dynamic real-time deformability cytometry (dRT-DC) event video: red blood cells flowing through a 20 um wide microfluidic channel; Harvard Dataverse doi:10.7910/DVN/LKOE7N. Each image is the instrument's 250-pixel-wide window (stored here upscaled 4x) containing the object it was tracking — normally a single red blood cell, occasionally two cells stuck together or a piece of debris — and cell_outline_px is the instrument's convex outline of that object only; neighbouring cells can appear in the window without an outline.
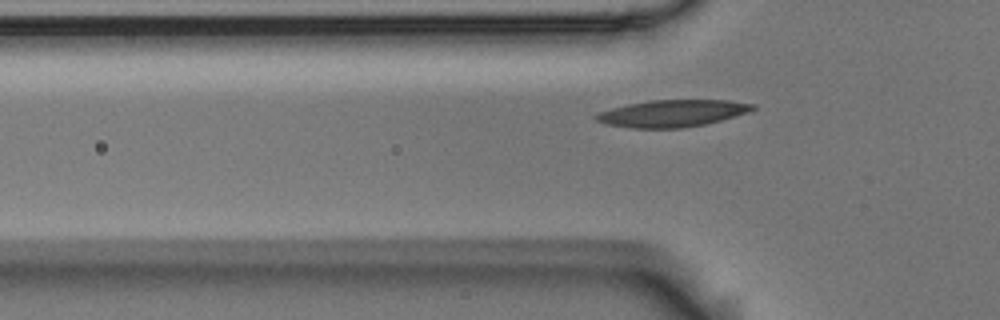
{"species": "Egyptian fruit bat (a non-hibernating species)", "species_latin": "Rousettus aegyptiacus", "temperature_condition": "room temperature", "stored_images_in_passage": 40, "camera_frame_rate_fps": 3000, "um_per_image_px": 0.085, "animal": {"sex": "male"}, "frame": {"image": 1, "passage_image": 2, "time_ms": 0.333, "image_size_px": [1000, 320], "cell_outline_px": [[756, 108], [748, 112], [720, 120], [704, 124], [684, 128], [632, 128], [604, 124], [596, 120], [596, 112], [628, 104], [648, 100], [728, 100], [756, 104]], "centroid_in_image_um": [57.13, 9.63], "position_along_channel_um": 68.7, "area_um2": 24.62}}
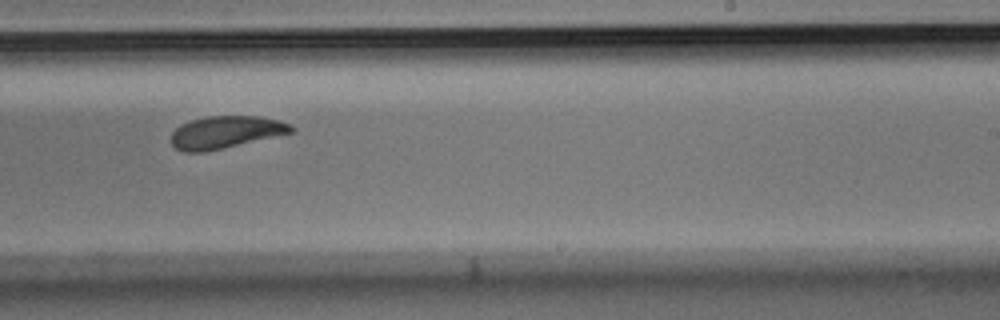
{"frame": {"image": 2, "passage_image": 19, "time_ms": 6.0, "image_size_px": [1000, 320], "cell_outline_px": [[296, 132], [204, 152], [184, 152], [176, 148], [168, 140], [172, 132], [180, 124], [192, 120], [208, 116], [256, 116], [280, 120], [292, 124], [296, 128]], "centroid_in_image_um": [19.2, 11.23], "position_along_channel_um": 269.8, "area_um2": 22.89}}
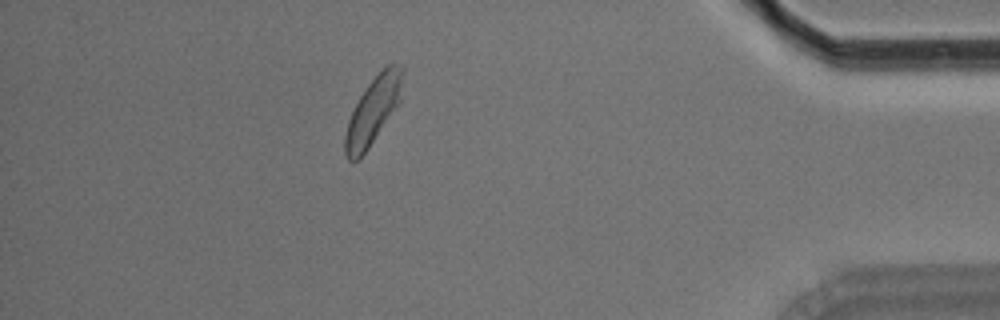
{"frame": {"image": 3, "passage_image": 34, "time_ms": 11.0, "image_size_px": [1000, 320], "cell_outline_px": [[404, 72], [400, 104], [360, 160], [348, 160], [344, 152], [344, 136], [348, 120], [360, 96], [368, 84], [392, 60], [404, 64]], "centroid_in_image_um": [31.76, 9.37], "position_along_channel_um": 403.4, "area_um2": 22.95}}